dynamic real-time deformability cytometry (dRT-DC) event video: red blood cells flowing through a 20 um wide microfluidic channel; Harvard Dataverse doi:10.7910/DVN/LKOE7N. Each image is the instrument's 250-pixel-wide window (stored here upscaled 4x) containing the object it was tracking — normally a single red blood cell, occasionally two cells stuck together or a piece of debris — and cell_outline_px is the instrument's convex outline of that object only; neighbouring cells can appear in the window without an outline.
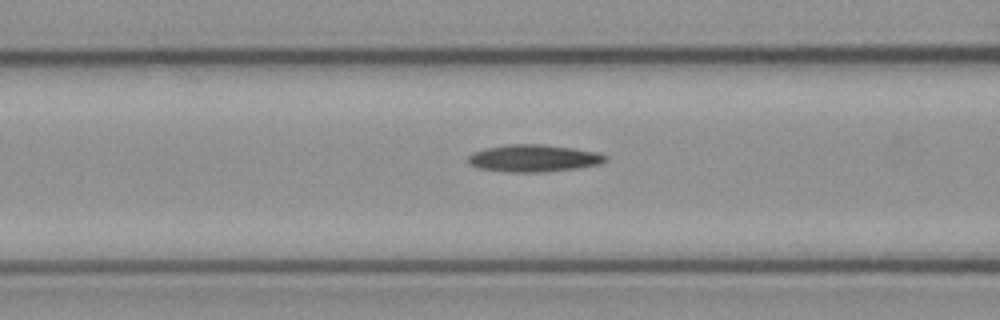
{"species": "common noctule bat (a hibernating species)", "species_latin": "Nyctalus noctula", "temperature_condition": "cold", "stored_images_in_passage": 7, "camera_frame_rate_fps": 3000, "um_per_image_px": 0.085, "animal": {"sex": "female", "body_mass_g": 21.9}, "frame": {"image": 1, "passage_image": 5, "time_ms": 1.333, "image_size_px": [1000, 320], "cell_outline_px": [[608, 160], [600, 164], [580, 168], [544, 172], [508, 172], [476, 168], [468, 160], [468, 156], [472, 152], [484, 148], [508, 144], [544, 144], [572, 148], [596, 152], [608, 156]], "centroid_in_image_um": [45.37, 13.45], "position_along_channel_um": 121.2, "area_um2": 21.96}}